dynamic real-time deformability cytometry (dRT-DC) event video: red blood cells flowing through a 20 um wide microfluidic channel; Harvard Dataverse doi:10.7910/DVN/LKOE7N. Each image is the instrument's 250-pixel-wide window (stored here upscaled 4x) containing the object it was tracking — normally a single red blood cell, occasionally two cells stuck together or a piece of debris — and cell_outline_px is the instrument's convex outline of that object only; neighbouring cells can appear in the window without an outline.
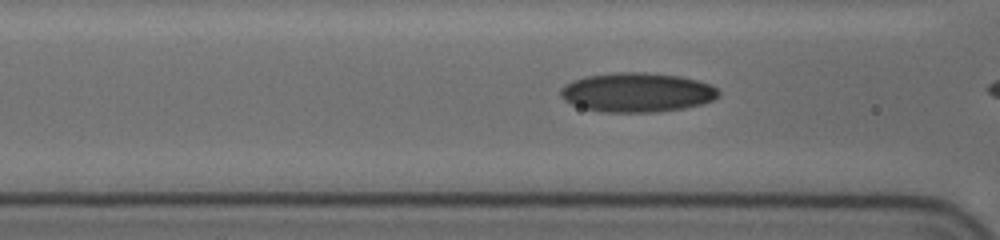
{"species": "human", "species_latin": "Homo sapiens", "temperature_condition": "cold", "stored_images_in_passage": 28, "camera_frame_rate_fps": 3000, "um_per_image_px": 0.085, "donor": {"sex": "female"}, "frame": {"image": 1, "passage_image": 6, "time_ms": 1.667, "image_size_px": [1000, 240], "cell_outline_px": [[720, 96], [704, 104], [684, 108], [656, 112], [600, 112], [584, 108], [572, 104], [564, 100], [560, 96], [560, 88], [564, 84], [572, 80], [588, 76], [616, 72], [644, 72], [680, 76], [712, 84], [720, 92]], "centroid_in_image_um": [54.15, 7.85], "position_along_channel_um": 112.4, "area_um2": 36.47}}
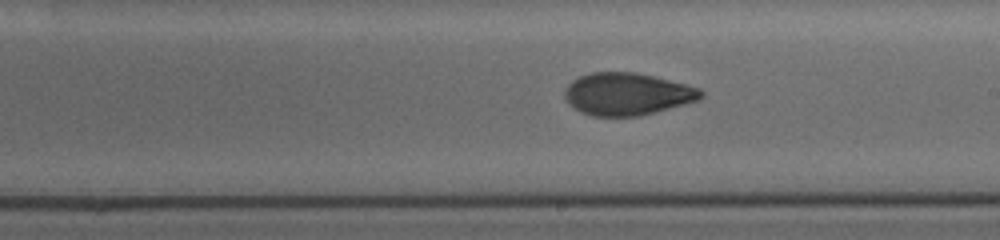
{"frame": {"image": 2, "passage_image": 16, "time_ms": 5.0, "image_size_px": [1000, 240], "cell_outline_px": [[704, 96], [700, 100], [640, 116], [592, 116], [580, 112], [568, 104], [564, 96], [564, 88], [572, 80], [580, 76], [592, 72], [636, 72], [700, 88], [704, 92]], "centroid_in_image_um": [53.29, 8.0], "position_along_channel_um": 235.7, "area_um2": 33.76}}
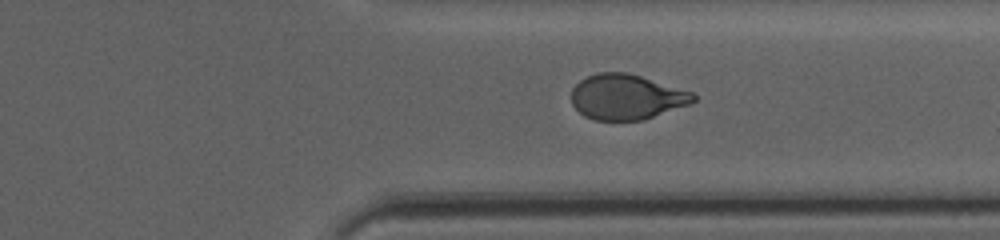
{"frame": {"image": 3, "passage_image": 26, "time_ms": 8.333, "image_size_px": [1000, 240], "cell_outline_px": [[696, 100], [692, 104], [644, 120], [592, 120], [584, 116], [572, 104], [572, 88], [580, 80], [596, 72], [628, 72], [696, 92]], "centroid_in_image_um": [53.31, 8.24], "position_along_channel_um": 358.1, "area_um2": 32.66}}